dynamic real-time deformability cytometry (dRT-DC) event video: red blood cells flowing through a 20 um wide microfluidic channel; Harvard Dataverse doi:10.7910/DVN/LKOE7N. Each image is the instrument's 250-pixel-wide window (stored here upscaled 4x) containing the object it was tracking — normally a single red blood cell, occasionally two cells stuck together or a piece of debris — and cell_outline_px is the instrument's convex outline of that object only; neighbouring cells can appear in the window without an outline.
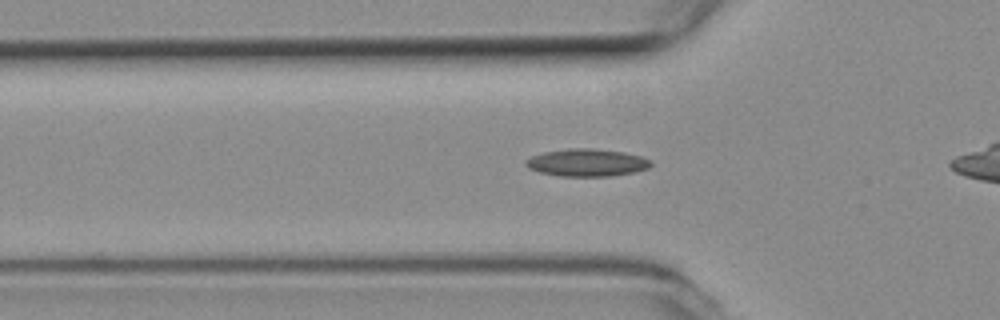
{"species": "common noctule bat (a hibernating species)", "species_latin": "Nyctalus noctula", "temperature_condition": "room temperature", "stored_images_in_passage": 37, "camera_frame_rate_fps": 3000, "um_per_image_px": 0.085, "animal": {"sex": "female", "body_mass_g": 19.3, "forearm_length_mm": 54.1}, "frame": {"image": 1, "passage_image": 11, "time_ms": 3.333, "image_size_px": [1000, 320], "cell_outline_px": [[652, 164], [648, 168], [632, 172], [608, 176], [560, 176], [540, 172], [528, 168], [524, 164], [524, 160], [532, 156], [544, 152], [568, 148], [592, 148], [624, 152], [640, 156], [652, 160]], "centroid_in_image_um": [49.86, 13.81], "position_along_channel_um": 75.9, "area_um2": 20.0}}
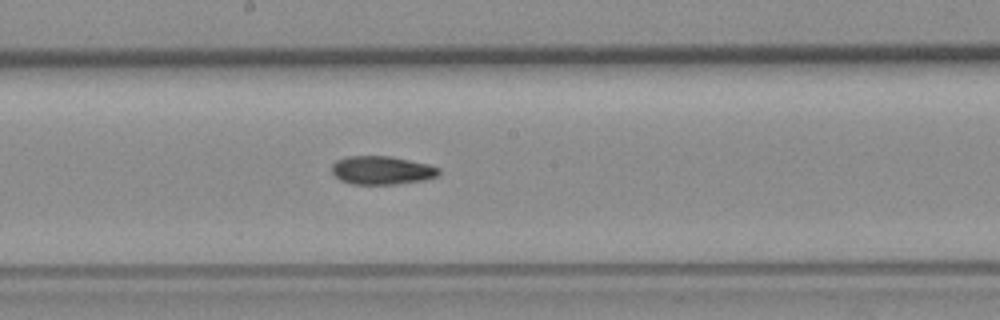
{"frame": {"image": 2, "passage_image": 22, "time_ms": 7.0, "image_size_px": [1000, 320], "cell_outline_px": [[440, 176], [424, 180], [396, 184], [352, 184], [340, 180], [332, 172], [332, 164], [336, 160], [348, 156], [388, 156], [428, 164], [440, 168]], "centroid_in_image_um": [32.47, 14.48], "position_along_channel_um": 215.7, "area_um2": 17.74}}
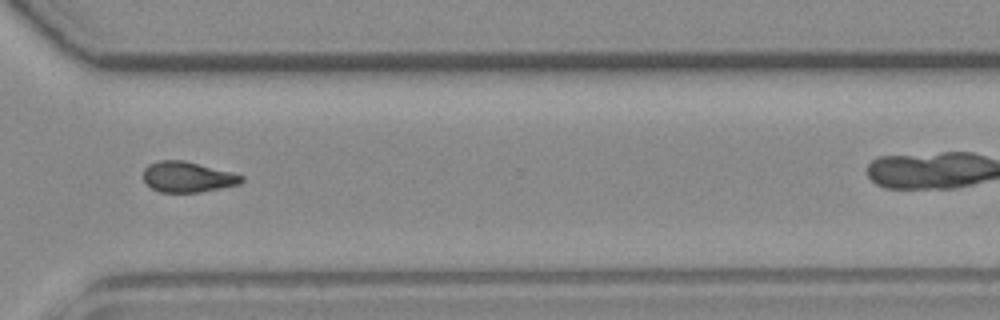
{"frame": {"image": 3, "passage_image": 33, "time_ms": 10.667, "image_size_px": [1000, 320], "cell_outline_px": [[244, 180], [240, 184], [200, 192], [160, 192], [152, 188], [144, 180], [144, 168], [148, 164], [160, 160], [184, 160], [244, 176]], "centroid_in_image_um": [15.93, 15.04], "position_along_channel_um": 354.7, "area_um2": 17.28}}